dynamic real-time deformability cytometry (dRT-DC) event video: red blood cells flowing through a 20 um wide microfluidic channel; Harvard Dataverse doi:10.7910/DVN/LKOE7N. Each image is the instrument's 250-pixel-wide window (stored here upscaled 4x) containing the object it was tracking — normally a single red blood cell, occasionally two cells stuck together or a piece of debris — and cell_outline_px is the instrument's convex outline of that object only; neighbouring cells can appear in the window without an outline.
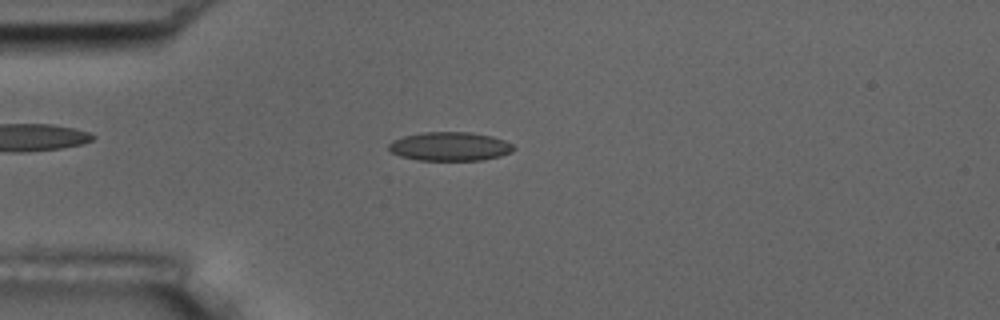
{"species": "common noctule bat (a hibernating species)", "species_latin": "Nyctalus noctula", "temperature_condition": "room temperature", "stored_images_in_passage": 55, "camera_frame_rate_fps": 3000, "um_per_image_px": 0.085, "animal": {"sex": "male", "body_mass_g": 17.5, "forearm_length_mm": 52.3}, "frame": {"image": 1, "passage_image": 14, "time_ms": 4.333, "image_size_px": [1000, 320], "cell_outline_px": [[516, 148], [512, 152], [500, 156], [480, 160], [420, 160], [400, 156], [392, 152], [388, 148], [388, 144], [392, 140], [404, 136], [424, 132], [468, 132], [492, 136], [504, 140], [512, 144]], "centroid_in_image_um": [38.25, 12.44], "position_along_channel_um": 46.8, "area_um2": 20.92}}
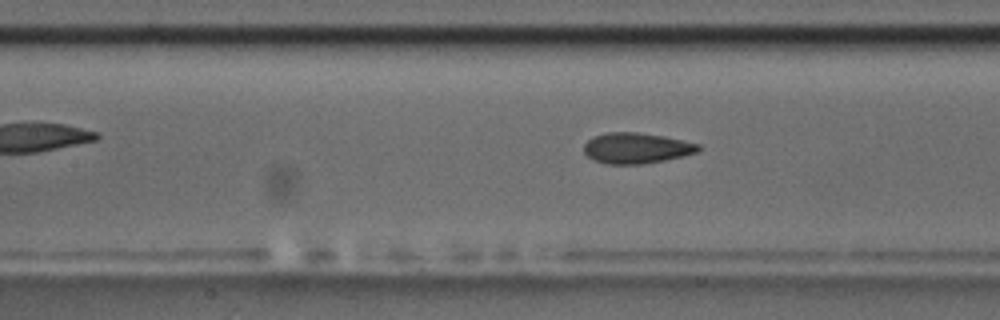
{"frame": {"image": 2, "passage_image": 24, "time_ms": 7.667, "image_size_px": [1000, 320], "cell_outline_px": [[700, 148], [696, 152], [664, 160], [640, 164], [608, 164], [592, 160], [584, 152], [584, 144], [592, 136], [604, 132], [636, 132], [664, 136], [700, 144]], "centroid_in_image_um": [54.03, 12.58], "position_along_channel_um": 153.4, "area_um2": 20.4}}
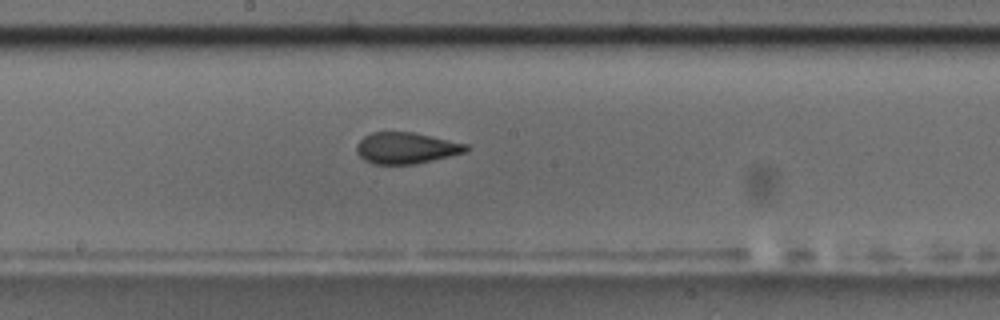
{"frame": {"image": 3, "passage_image": 29, "time_ms": 9.333, "image_size_px": [1000, 320], "cell_outline_px": [[468, 148], [464, 152], [416, 164], [372, 164], [364, 160], [356, 152], [356, 144], [364, 136], [372, 132], [412, 132], [468, 144]], "centroid_in_image_um": [34.47, 12.58], "position_along_channel_um": 213.7, "area_um2": 19.83}, "authors_computed_cell_mechanics": {"area_um2": 20.4034, "velocity_mm_per_s": 3.6516, "shape_relaxation_time_tau1_ms": null, "shape_relaxation_time_tau2_ms": 1.7511, "deformation_change_tau1": null, "deformation_change_tau2": 0.08}}